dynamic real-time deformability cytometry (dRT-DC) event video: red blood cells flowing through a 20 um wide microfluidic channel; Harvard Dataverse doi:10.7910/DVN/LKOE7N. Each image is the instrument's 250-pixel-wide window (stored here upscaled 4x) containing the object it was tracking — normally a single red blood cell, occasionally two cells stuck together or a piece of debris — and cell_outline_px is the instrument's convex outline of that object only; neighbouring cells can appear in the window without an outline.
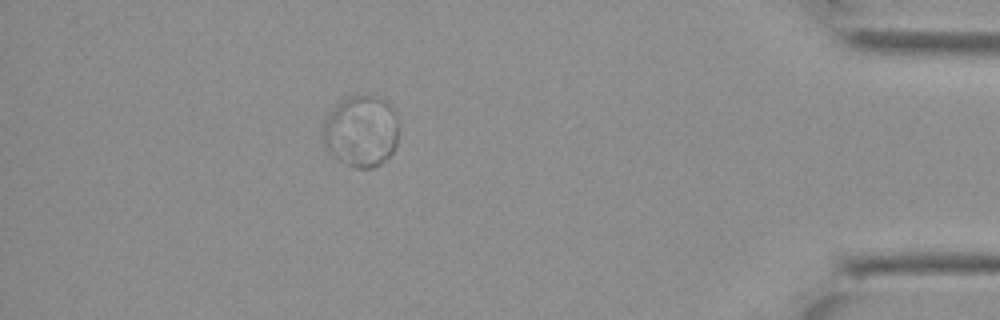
{"species": "Egyptian fruit bat (a non-hibernating species)", "species_latin": "Rousettus aegyptiacus", "temperature_condition": "cold", "stored_images_in_passage": 28, "segment_of_instrument_passage": [3, 3], "camera_frame_rate_fps": 3000, "um_per_image_px": 0.085, "animal": {"sex": "female"}, "frame": {"image": 1, "passage_image": 24, "time_ms": 7.667, "image_size_px": [1000, 320], "cell_outline_px": [[396, 144], [392, 152], [380, 164], [372, 168], [356, 168], [344, 164], [336, 160], [324, 148], [324, 120], [336, 104], [340, 100], [348, 96], [364, 92], [384, 100], [392, 108], [396, 116]], "centroid_in_image_um": [30.65, 11.14], "position_along_channel_um": 404.5, "area_um2": 31.79}}